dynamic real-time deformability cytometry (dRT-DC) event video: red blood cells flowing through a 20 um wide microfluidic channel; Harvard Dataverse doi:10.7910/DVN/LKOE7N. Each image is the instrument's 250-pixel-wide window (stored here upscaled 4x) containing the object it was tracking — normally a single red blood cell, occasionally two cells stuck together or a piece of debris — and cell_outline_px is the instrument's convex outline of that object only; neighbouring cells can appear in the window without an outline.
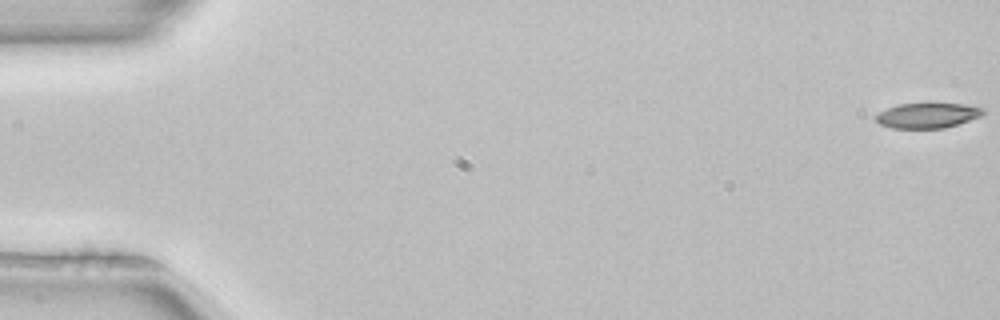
{"species": "common noctule bat (a hibernating species)", "species_latin": "Nyctalus noctula", "temperature_condition": "room temperature", "stored_images_in_passage": 52, "camera_frame_rate_fps": 3000, "um_per_image_px": 0.085, "animal": {"sex": "female", "body_mass_g": 22.7, "forearm_length_mm": 54.2}, "frame": {"image": 1, "passage_image": 1, "time_ms": 0.0, "image_size_px": [1000, 320], "cell_outline_px": [[984, 112], [980, 116], [944, 128], [892, 128], [880, 124], [876, 120], [876, 116], [880, 112], [888, 108], [900, 104], [964, 104], [984, 108]], "centroid_in_image_um": [78.83, 9.82], "position_along_channel_um": 6.2, "area_um2": 15.32}}
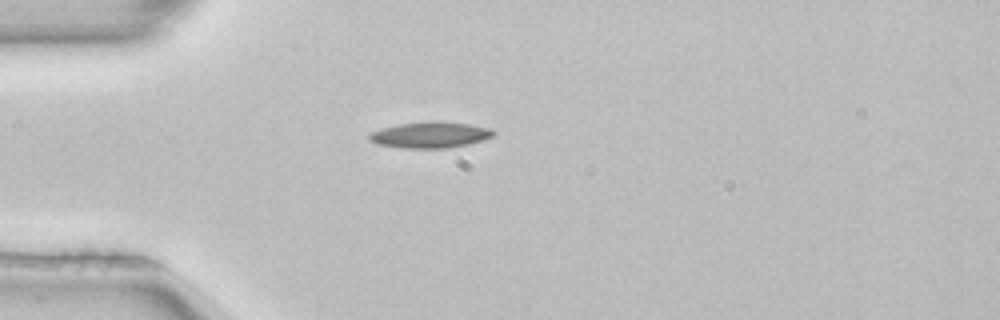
{"frame": {"image": 2, "passage_image": 15, "time_ms": 4.667, "image_size_px": [1000, 320], "cell_outline_px": [[496, 132], [492, 136], [468, 144], [444, 148], [404, 148], [376, 144], [368, 140], [368, 132], [380, 128], [400, 124], [428, 120], [436, 120], [468, 124], [488, 128]], "centroid_in_image_um": [36.48, 11.45], "position_along_channel_um": 48.5, "area_um2": 18.96}}
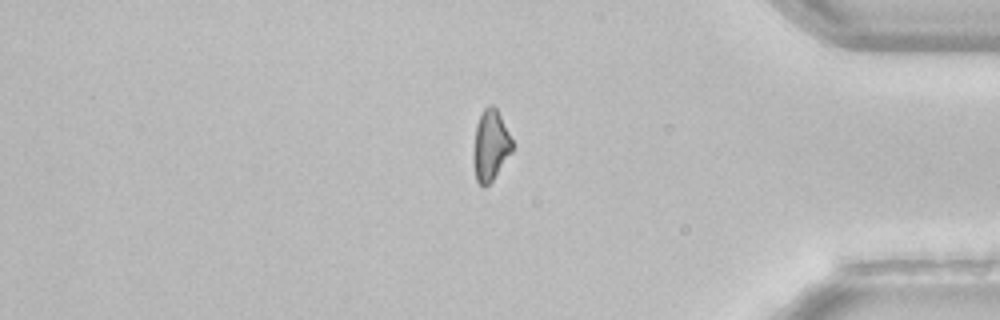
{"frame": {"image": 3, "passage_image": 44, "time_ms": 14.333, "image_size_px": [1000, 320], "cell_outline_px": [[512, 152], [492, 180], [484, 188], [476, 180], [472, 160], [472, 152], [476, 124], [484, 108], [488, 104], [492, 104], [496, 108], [512, 140]], "centroid_in_image_um": [41.66, 12.37], "position_along_channel_um": 393.5, "area_um2": 16.01}}